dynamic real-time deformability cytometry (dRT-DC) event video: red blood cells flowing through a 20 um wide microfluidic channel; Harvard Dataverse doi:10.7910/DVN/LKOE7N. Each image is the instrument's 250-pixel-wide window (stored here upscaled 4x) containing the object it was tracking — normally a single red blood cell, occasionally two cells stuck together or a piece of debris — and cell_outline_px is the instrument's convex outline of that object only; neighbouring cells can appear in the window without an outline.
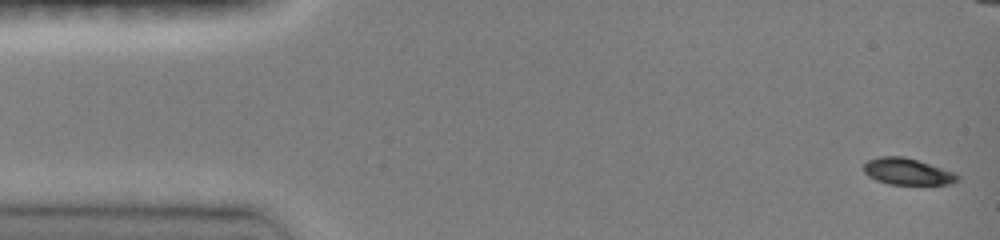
{"species": "common noctule bat (a hibernating species)", "species_latin": "Nyctalus noctula", "temperature_condition": "room temperature", "stored_images_in_passage": 26, "camera_frame_rate_fps": 3000, "um_per_image_px": 0.085, "animal": {"sex": "female", "body_mass_g": 19.0, "forearm_length_mm": 51.5}, "frame": {"image": 1, "passage_image": 1, "time_ms": 0.0, "image_size_px": [1000, 240], "cell_outline_px": [[960, 180], [952, 184], [888, 184], [876, 180], [868, 176], [864, 172], [864, 164], [868, 160], [880, 156], [904, 156], [956, 172], [960, 176]], "centroid_in_image_um": [77.16, 14.58], "position_along_channel_um": 7.8, "area_um2": 14.62}}
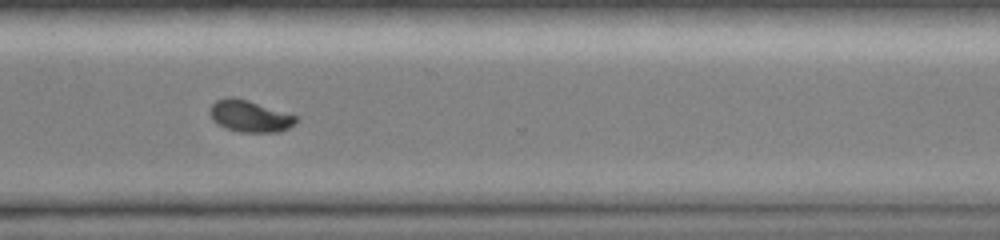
{"frame": {"image": 2, "passage_image": 20, "time_ms": 11.333, "image_size_px": [1000, 240], "cell_outline_px": [[296, 120], [288, 128], [280, 132], [240, 132], [224, 128], [212, 120], [208, 112], [212, 104], [216, 100], [228, 96], [232, 96], [248, 100], [296, 116]], "centroid_in_image_um": [21.15, 9.87], "position_along_channel_um": 349.4, "area_um2": 15.84}}
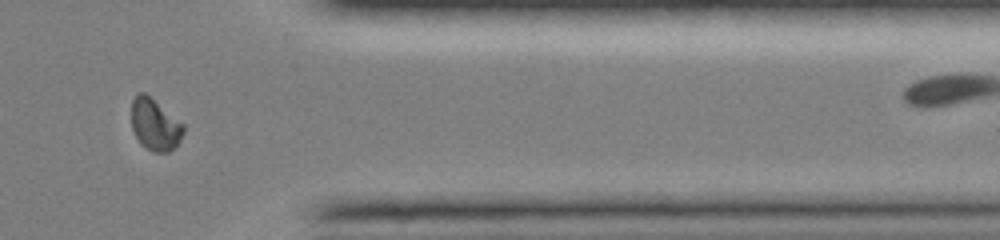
{"frame": {"image": 3, "passage_image": 22, "time_ms": 12.667, "image_size_px": [1000, 240], "cell_outline_px": [[184, 132], [180, 140], [168, 152], [152, 152], [140, 144], [132, 128], [132, 100], [136, 92], [144, 92], [184, 124]], "centroid_in_image_um": [13.15, 10.59], "position_along_channel_um": 398.2, "area_um2": 15.55}, "authors_computed_cell_mechanics": {"area_um2": 15.9817, "velocity_mm_per_s": 4.0675, "shape_relaxation_time_tau1_ms": 3.1245, "shape_relaxation_time_tau2_ms": null, "deformation_change_tau1": 0.1643, "deformation_change_tau2": null}}